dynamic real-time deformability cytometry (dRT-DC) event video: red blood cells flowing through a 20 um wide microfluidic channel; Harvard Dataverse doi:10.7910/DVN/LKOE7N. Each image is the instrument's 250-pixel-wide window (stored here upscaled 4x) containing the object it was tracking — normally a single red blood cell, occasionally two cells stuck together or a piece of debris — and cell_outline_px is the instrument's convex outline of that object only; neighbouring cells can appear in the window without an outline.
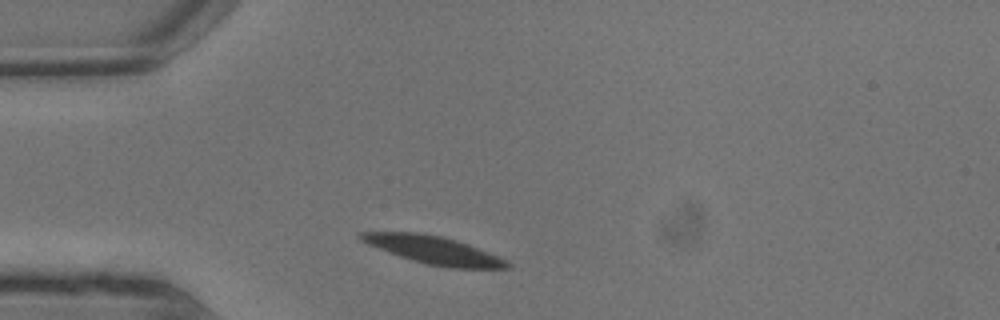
{"species": "common noctule bat (a hibernating species)", "species_latin": "Nyctalus noctula", "temperature_condition": "warm", "stored_images_in_passage": 3, "camera_frame_rate_fps": 3000, "um_per_image_px": 0.085, "animal": {"sex": "male", "body_mass_g": 13.3}, "frame": {"image": 1, "passage_image": 1, "time_ms": 0.0, "image_size_px": [1000, 320], "cell_outline_px": [[512, 268], [448, 268], [428, 264], [412, 260], [388, 252], [368, 244], [360, 240], [356, 236], [360, 232], [416, 232], [440, 236], [456, 240], [468, 244], [496, 256], [512, 264]], "centroid_in_image_um": [36.82, 21.25], "position_along_channel_um": 48.2, "area_um2": 23.41}}
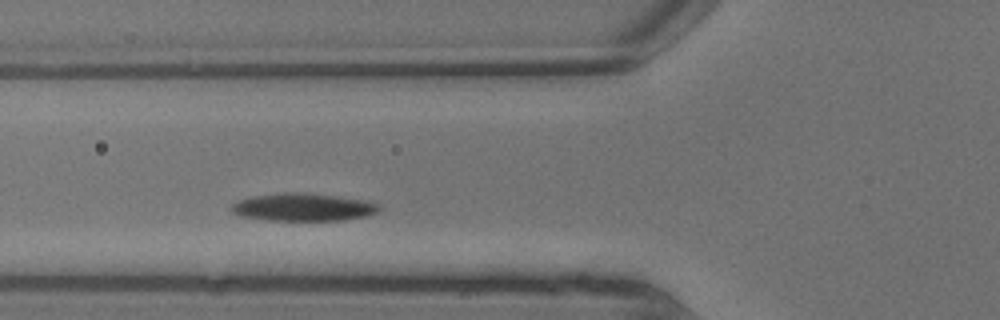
{"frame": {"image": 2, "passage_image": 3, "time_ms": 0.667, "image_size_px": [1000, 320], "cell_outline_px": [[384, 208], [368, 216], [340, 220], [268, 220], [244, 216], [232, 212], [232, 204], [240, 200], [252, 196], [284, 192], [304, 192], [336, 196], [364, 200], [380, 204]], "centroid_in_image_um": [25.83, 17.6], "position_along_channel_um": 100.0, "area_um2": 23.76}}